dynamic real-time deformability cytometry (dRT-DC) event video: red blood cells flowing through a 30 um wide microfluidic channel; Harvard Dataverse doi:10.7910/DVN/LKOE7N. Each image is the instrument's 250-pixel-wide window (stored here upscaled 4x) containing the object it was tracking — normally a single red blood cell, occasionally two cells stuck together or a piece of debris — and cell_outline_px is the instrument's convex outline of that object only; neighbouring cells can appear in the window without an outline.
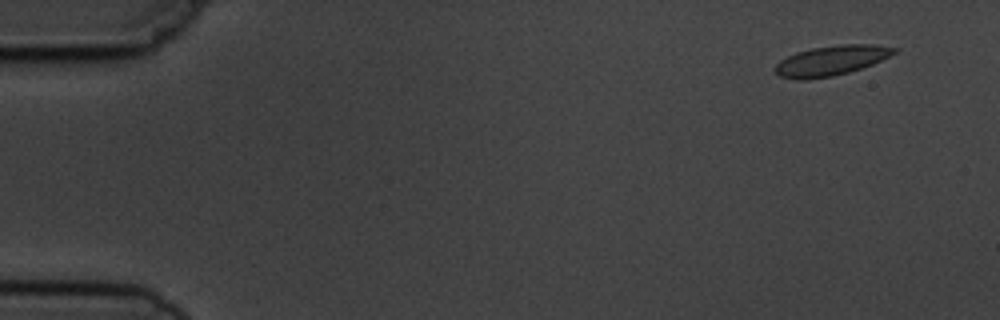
{"species": "common noctule bat (a hibernating species)", "species_latin": "Nyctalus noctula", "temperature_condition": "cold", "stored_images_in_passage": 5, "camera_frame_rate_fps": 3000, "um_per_image_px": 0.085, "animal": {"sex": "male", "body_mass_g": 19.5, "forearm_length_mm": 54.6}, "frame": {"image": 1, "passage_image": 1, "time_ms": 0.0, "image_size_px": [1000, 320], "cell_outline_px": [[900, 48], [896, 52], [872, 64], [848, 72], [832, 76], [808, 80], [796, 80], [780, 76], [772, 68], [780, 60], [796, 52], [812, 48], [840, 44], [872, 44]], "centroid_in_image_um": [70.61, 5.15], "position_along_channel_um": 14.4, "area_um2": 20.75}}
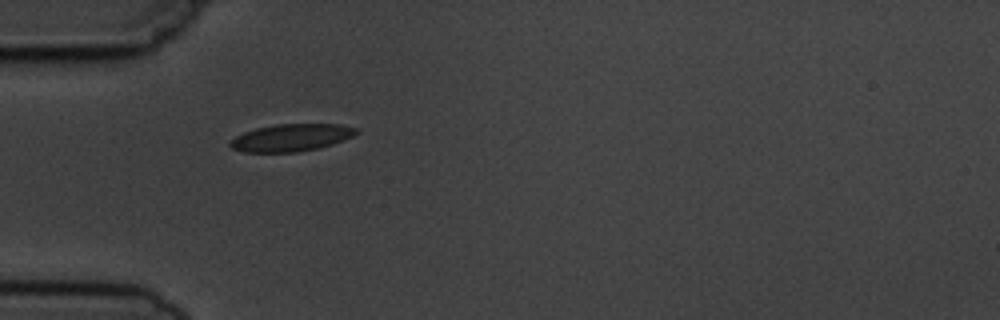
{"frame": {"image": 2, "passage_image": 4, "time_ms": 4.333, "image_size_px": [1000, 320], "cell_outline_px": [[360, 132], [344, 140], [320, 148], [296, 152], [244, 152], [232, 148], [228, 144], [236, 136], [244, 132], [256, 128], [276, 124], [340, 124], [360, 128]], "centroid_in_image_um": [24.8, 11.69], "position_along_channel_um": 60.2, "area_um2": 20.17}}
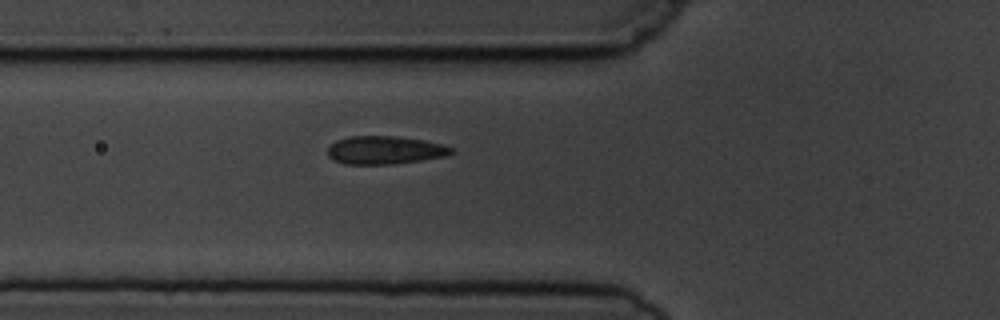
{"frame": {"image": 3, "passage_image": 5, "time_ms": 5.333, "image_size_px": [1000, 320], "cell_outline_px": [[456, 152], [448, 156], [392, 164], [344, 164], [332, 160], [328, 156], [328, 148], [336, 140], [348, 136], [396, 136], [424, 140], [440, 144], [452, 148]], "centroid_in_image_um": [32.7, 12.76], "position_along_channel_um": 93.1, "area_um2": 20.35}}